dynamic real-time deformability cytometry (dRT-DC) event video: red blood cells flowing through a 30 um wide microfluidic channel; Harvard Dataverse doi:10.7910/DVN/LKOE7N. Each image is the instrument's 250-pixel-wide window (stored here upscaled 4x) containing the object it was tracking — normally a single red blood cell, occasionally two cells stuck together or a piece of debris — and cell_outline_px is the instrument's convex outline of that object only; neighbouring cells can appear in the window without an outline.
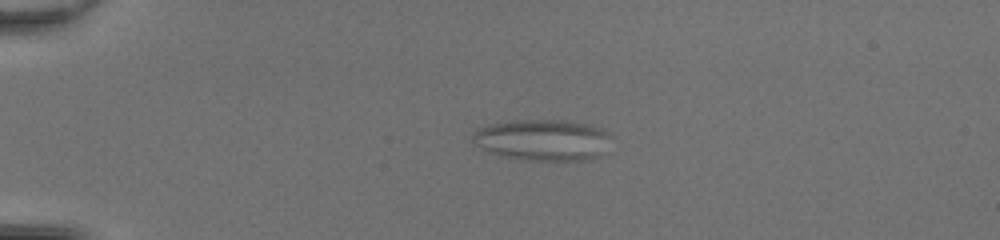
{"species": "common noctule bat (a hibernating species)", "species_latin": "Nyctalus noctula", "temperature_condition": "room temperature", "stored_images_in_passage": 51, "camera_frame_rate_fps": 3000, "um_per_image_px": 0.085, "animal": {"sex": "female", "body_mass_g": 20.0, "forearm_length_mm": 54.0}, "frame": {"image": 1, "passage_image": 14, "time_ms": 4.333, "image_size_px": [1000, 240], "cell_outline_px": [[604, 136], [600, 156], [588, 160], [524, 160], [500, 156], [488, 152], [476, 144], [472, 140], [472, 136], [480, 128], [496, 124], [516, 120], [564, 120], [588, 124], [600, 128], [604, 132]], "centroid_in_image_um": [46.04, 11.91], "position_along_channel_um": 39.0, "area_um2": 32.31}}
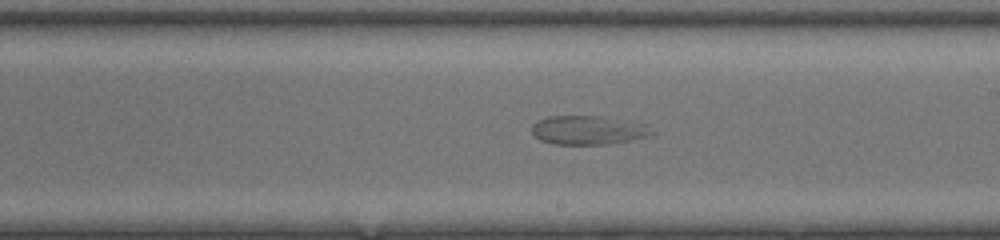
{"frame": {"image": 2, "passage_image": 32, "time_ms": 10.333, "image_size_px": [1000, 240], "cell_outline_px": [[656, 132], [648, 136], [608, 144], [552, 144], [540, 140], [532, 132], [532, 124], [536, 120], [548, 116], [604, 116], [648, 124]], "centroid_in_image_um": [50.01, 11.05], "position_along_channel_um": 239.0, "area_um2": 20.4}}
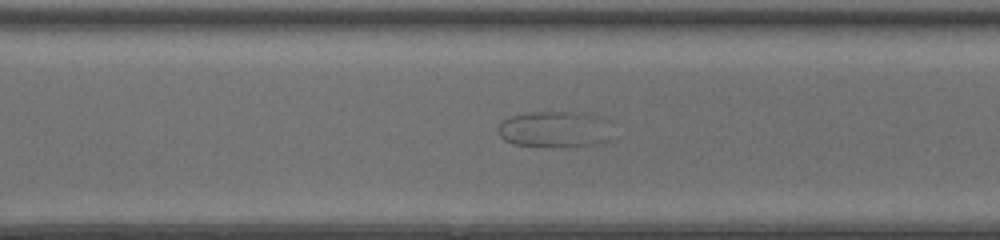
{"frame": {"image": 3, "passage_image": 38, "time_ms": 12.333, "image_size_px": [1000, 240], "cell_outline_px": [[616, 140], [600, 144], [512, 144], [504, 140], [500, 136], [500, 124], [508, 116], [528, 112], [580, 112], [600, 116], [612, 120]], "centroid_in_image_um": [47.35, 10.94], "position_along_channel_um": 323.3, "area_um2": 24.22}}